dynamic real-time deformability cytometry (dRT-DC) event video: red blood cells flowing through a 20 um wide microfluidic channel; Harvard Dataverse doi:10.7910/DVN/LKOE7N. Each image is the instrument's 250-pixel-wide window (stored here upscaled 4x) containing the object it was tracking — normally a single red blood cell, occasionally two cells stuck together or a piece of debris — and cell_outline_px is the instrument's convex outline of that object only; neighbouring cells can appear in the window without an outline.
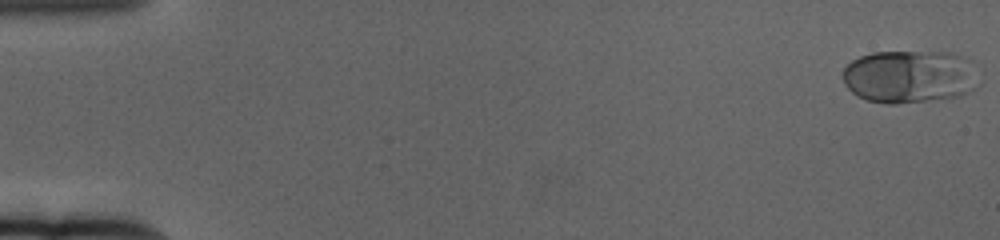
{"species": "human", "species_latin": "Homo sapiens", "temperature_condition": "cold", "stored_images_in_passage": 17, "camera_frame_rate_fps": 3000, "um_per_image_px": 0.085, "donor": {"sex": "female"}, "frame": {"image": 1, "passage_image": 1, "time_ms": 0.0, "image_size_px": [1000, 240], "cell_outline_px": [[972, 88], [960, 96], [896, 104], [888, 104], [868, 100], [856, 96], [844, 84], [844, 68], [852, 60], [860, 56], [872, 52], [952, 52], [968, 60]], "centroid_in_image_um": [77.16, 6.51], "position_along_channel_um": 7.8, "area_um2": 40.86}}